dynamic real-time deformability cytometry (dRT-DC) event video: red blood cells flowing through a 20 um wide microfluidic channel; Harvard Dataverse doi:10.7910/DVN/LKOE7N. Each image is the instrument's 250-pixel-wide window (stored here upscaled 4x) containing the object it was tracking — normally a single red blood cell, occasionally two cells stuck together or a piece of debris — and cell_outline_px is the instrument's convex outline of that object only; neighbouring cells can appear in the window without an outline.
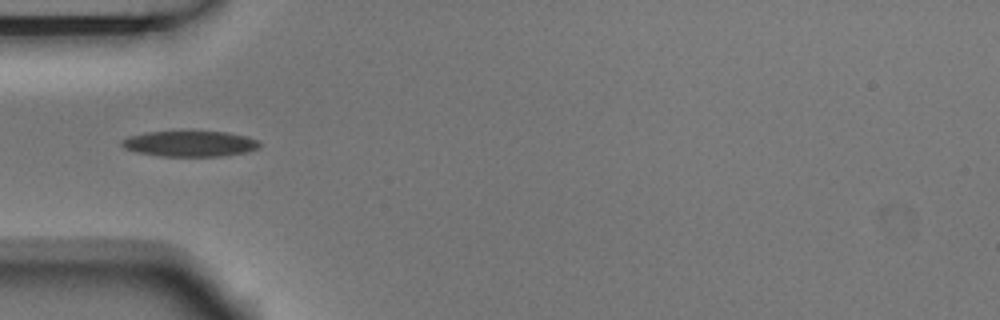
{"species": "Egyptian fruit bat (a non-hibernating species)", "species_latin": "Rousettus aegyptiacus", "temperature_condition": "room temperature", "stored_images_in_passage": 8, "camera_frame_rate_fps": 3000, "um_per_image_px": 0.085, "animal": {"sex": "male"}, "frame": {"image": 1, "passage_image": 3, "time_ms": 0.667, "image_size_px": [1000, 320], "cell_outline_px": [[260, 148], [248, 152], [220, 156], [160, 156], [136, 152], [124, 148], [120, 144], [120, 140], [128, 136], [148, 132], [180, 128], [184, 128], [224, 132], [248, 136], [256, 140], [260, 144]], "centroid_in_image_um": [16.1, 12.16], "position_along_channel_um": 68.9, "area_um2": 21.73}}
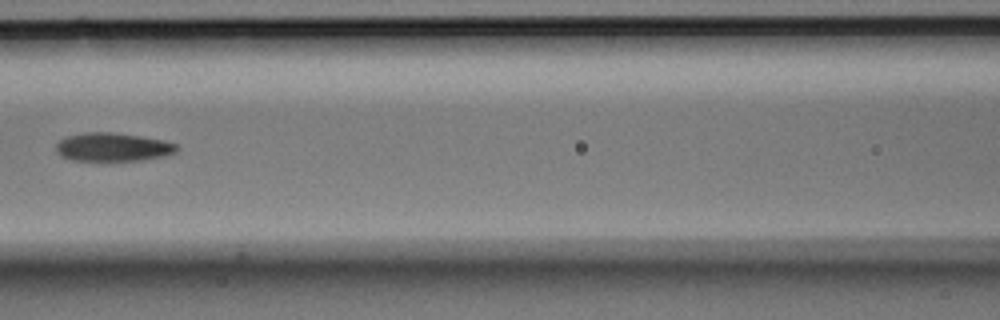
{"frame": {"image": 2, "passage_image": 5, "time_ms": 1.333, "image_size_px": [1000, 320], "cell_outline_px": [[180, 148], [176, 152], [164, 156], [140, 160], [72, 160], [60, 156], [56, 152], [56, 144], [64, 136], [84, 132], [112, 132], [140, 136], [160, 140], [176, 144]], "centroid_in_image_um": [9.55, 12.49], "position_along_channel_um": 157.1, "area_um2": 20.0}}
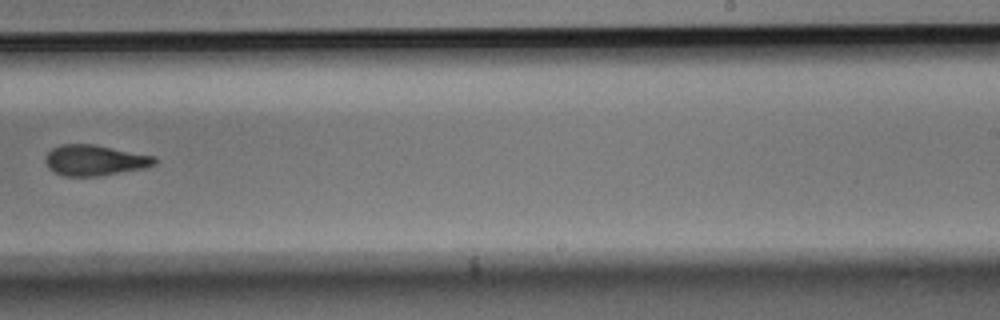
{"frame": {"image": 3, "passage_image": 8, "time_ms": 2.333, "image_size_px": [1000, 320], "cell_outline_px": [[156, 164], [144, 168], [96, 176], [64, 176], [48, 168], [44, 160], [44, 156], [52, 148], [60, 144], [92, 144], [156, 156]], "centroid_in_image_um": [8.03, 13.61], "position_along_channel_um": 281.0, "area_um2": 19.48}}